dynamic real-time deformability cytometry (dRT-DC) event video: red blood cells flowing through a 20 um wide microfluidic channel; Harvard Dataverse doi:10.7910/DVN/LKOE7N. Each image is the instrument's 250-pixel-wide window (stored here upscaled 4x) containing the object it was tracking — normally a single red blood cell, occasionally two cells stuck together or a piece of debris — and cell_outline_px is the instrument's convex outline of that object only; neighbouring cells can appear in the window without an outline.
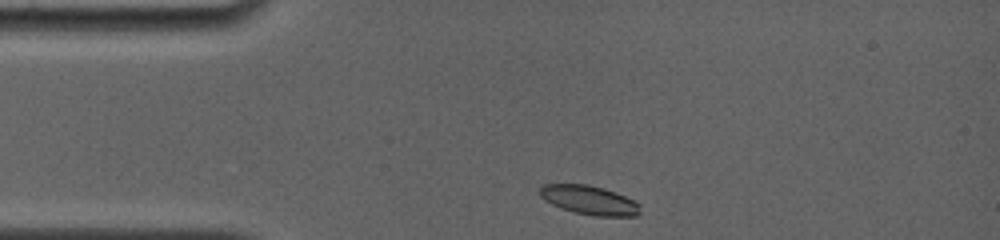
{"species": "common noctule bat (a hibernating species)", "species_latin": "Nyctalus noctula", "temperature_condition": "room temperature", "stored_images_in_passage": 54, "camera_frame_rate_fps": 4000, "um_per_image_px": 0.085, "animal": {"sex": "female", "body_mass_g": 19.0, "forearm_length_mm": 56.7}, "frame": {"image": 1, "passage_image": 1, "time_ms": 0.0, "image_size_px": [1000, 240], "cell_outline_px": [[640, 212], [636, 216], [596, 216], [572, 212], [560, 208], [544, 200], [540, 196], [540, 188], [544, 184], [588, 184], [604, 188], [616, 192], [640, 204]], "centroid_in_image_um": [50.08, 17.01], "position_along_channel_um": 34.9, "area_um2": 17.05}}
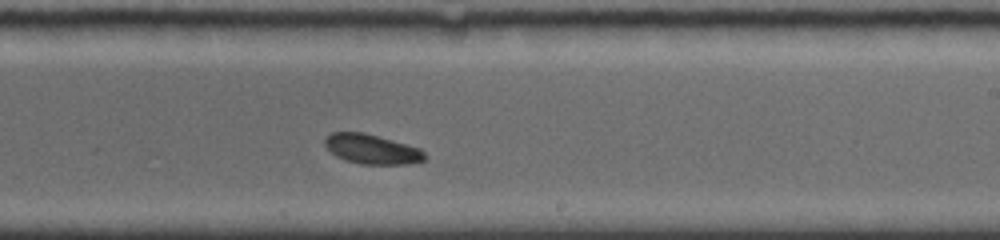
{"frame": {"image": 2, "passage_image": 33, "time_ms": 6.75, "image_size_px": [1000, 240], "cell_outline_px": [[428, 160], [408, 164], [360, 164], [344, 160], [336, 156], [324, 144], [324, 140], [332, 132], [364, 132], [420, 148], [424, 152]], "centroid_in_image_um": [31.63, 12.69], "position_along_channel_um": 257.4, "area_um2": 17.28}}
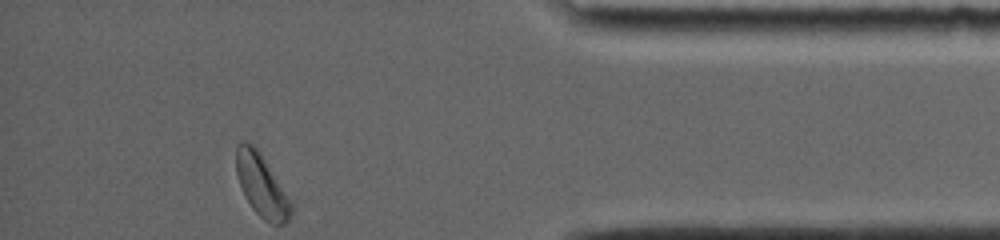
{"frame": {"image": 3, "passage_image": 54, "time_ms": 11.5, "image_size_px": [1000, 240], "cell_outline_px": [[292, 212], [288, 220], [284, 224], [272, 224], [264, 220], [252, 208], [244, 196], [236, 172], [236, 148], [244, 140], [252, 144], [260, 152], [292, 200]], "centroid_in_image_um": [22.26, 15.78], "position_along_channel_um": 412.9, "area_um2": 20.0}}